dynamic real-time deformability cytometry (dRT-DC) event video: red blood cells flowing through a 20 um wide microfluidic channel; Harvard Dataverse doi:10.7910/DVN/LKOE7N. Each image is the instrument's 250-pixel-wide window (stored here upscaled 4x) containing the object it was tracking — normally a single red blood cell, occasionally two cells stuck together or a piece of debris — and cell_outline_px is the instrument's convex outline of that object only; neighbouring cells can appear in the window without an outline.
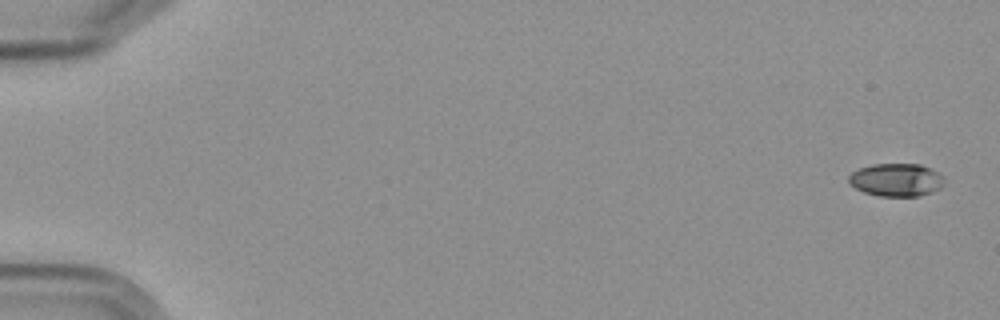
{"species": "Egyptian fruit bat (a non-hibernating species)", "species_latin": "Rousettus aegyptiacus", "temperature_condition": "cold", "stored_images_in_passage": 6, "camera_frame_rate_fps": 3000, "um_per_image_px": 0.085, "frame": {"image": 1, "passage_image": 1, "time_ms": 0.0, "image_size_px": [1000, 320], "cell_outline_px": [[944, 184], [940, 188], [932, 192], [920, 196], [880, 196], [864, 192], [848, 184], [848, 176], [852, 172], [860, 168], [872, 164], [920, 164], [940, 172], [944, 176]], "centroid_in_image_um": [76.2, 15.28], "position_along_channel_um": 8.8, "area_um2": 18.55}}
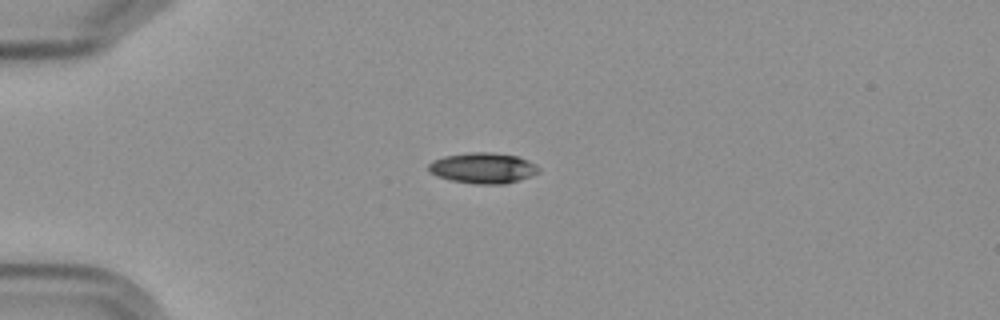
{"frame": {"image": 2, "passage_image": 5, "time_ms": 4.667, "image_size_px": [1000, 320], "cell_outline_px": [[540, 172], [532, 176], [504, 184], [476, 184], [452, 180], [440, 176], [432, 172], [428, 168], [428, 164], [432, 160], [444, 156], [468, 152], [492, 152], [520, 156], [536, 164], [540, 168]], "centroid_in_image_um": [41.11, 14.26], "position_along_channel_um": 43.9, "area_um2": 19.77}}